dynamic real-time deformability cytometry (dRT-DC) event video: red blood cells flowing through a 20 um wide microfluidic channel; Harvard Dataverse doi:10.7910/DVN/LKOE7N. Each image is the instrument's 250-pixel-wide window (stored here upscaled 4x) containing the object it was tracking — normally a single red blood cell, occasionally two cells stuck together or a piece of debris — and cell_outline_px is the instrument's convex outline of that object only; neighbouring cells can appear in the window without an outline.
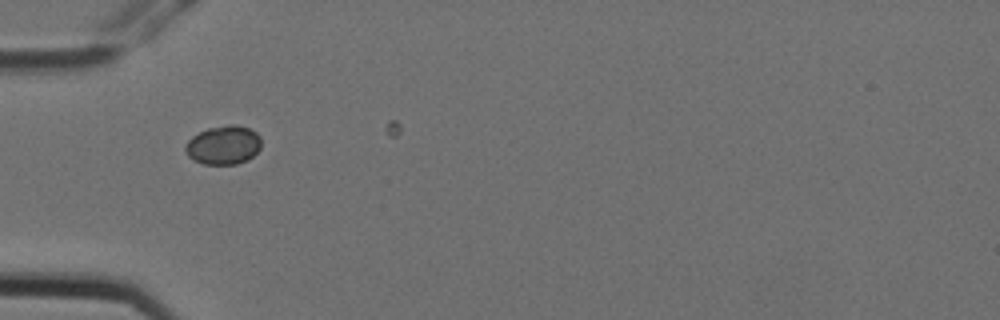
{"species": "Egyptian fruit bat (a non-hibernating species)", "species_latin": "Rousettus aegyptiacus", "temperature_condition": "cold", "stored_images_in_passage": 3, "camera_frame_rate_fps": 3000, "um_per_image_px": 0.085, "animal": {"sex": "female"}, "frame": {"image": 1, "passage_image": 2, "time_ms": 0.333, "image_size_px": [1000, 320], "cell_outline_px": [[260, 148], [248, 160], [236, 164], [204, 164], [192, 160], [184, 152], [184, 148], [188, 140], [192, 136], [208, 128], [228, 124], [236, 124], [248, 128], [256, 132], [260, 136]], "centroid_in_image_um": [18.97, 12.33], "position_along_channel_um": 66.0, "area_um2": 17.28}}